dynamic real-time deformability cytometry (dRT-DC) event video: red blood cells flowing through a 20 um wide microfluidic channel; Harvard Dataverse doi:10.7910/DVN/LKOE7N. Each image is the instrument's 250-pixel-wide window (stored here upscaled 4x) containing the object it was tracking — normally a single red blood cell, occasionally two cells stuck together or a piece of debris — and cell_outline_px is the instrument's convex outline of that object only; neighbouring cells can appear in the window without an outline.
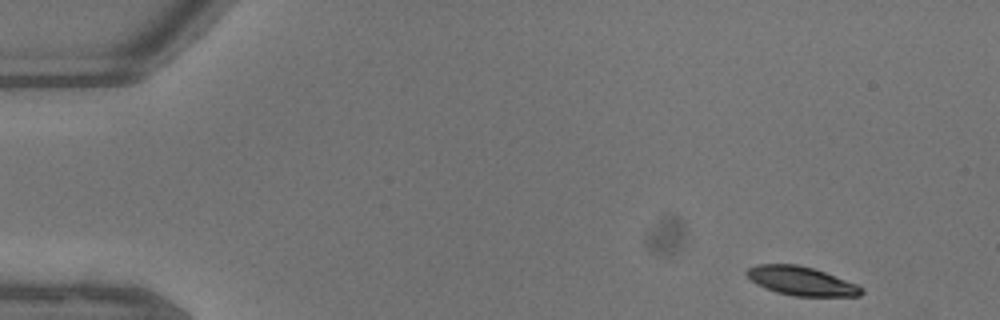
{"species": "common noctule bat (a hibernating species)", "species_latin": "Nyctalus noctula", "temperature_condition": "warm", "stored_images_in_passage": 43, "camera_frame_rate_fps": 3000, "um_per_image_px": 0.085, "animal": {"sex": "male", "body_mass_g": 13.3}, "frame": {"image": 1, "passage_image": 1, "time_ms": 0.0, "image_size_px": [1000, 320], "cell_outline_px": [[864, 292], [860, 296], [796, 296], [776, 292], [752, 280], [744, 272], [748, 268], [760, 264], [796, 264], [812, 268], [824, 272], [856, 284]], "centroid_in_image_um": [68.12, 23.88], "position_along_channel_um": 16.9, "area_um2": 18.79}}
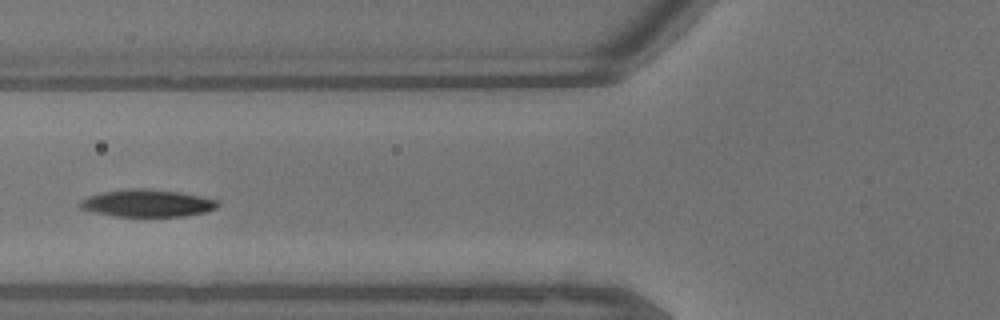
{"frame": {"image": 2, "passage_image": 15, "time_ms": 4.667, "image_size_px": [1000, 320], "cell_outline_px": [[216, 208], [204, 212], [180, 216], [116, 216], [96, 212], [80, 208], [80, 204], [88, 196], [104, 192], [128, 188], [176, 192], [216, 200]], "centroid_in_image_um": [12.47, 17.28], "position_along_channel_um": 113.3, "area_um2": 20.92}}
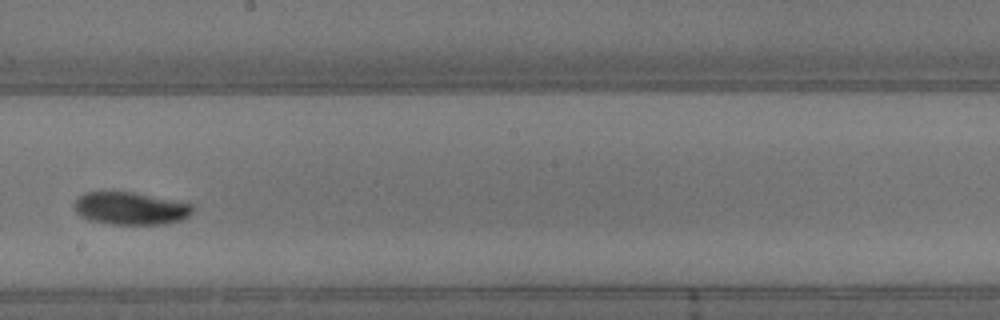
{"frame": {"image": 3, "passage_image": 23, "time_ms": 7.333, "image_size_px": [1000, 320], "cell_outline_px": [[192, 212], [188, 216], [180, 220], [156, 224], [112, 224], [96, 220], [84, 216], [76, 212], [76, 200], [84, 192], [128, 192], [192, 204]], "centroid_in_image_um": [11.1, 17.71], "position_along_channel_um": 237.1, "area_um2": 21.5}}